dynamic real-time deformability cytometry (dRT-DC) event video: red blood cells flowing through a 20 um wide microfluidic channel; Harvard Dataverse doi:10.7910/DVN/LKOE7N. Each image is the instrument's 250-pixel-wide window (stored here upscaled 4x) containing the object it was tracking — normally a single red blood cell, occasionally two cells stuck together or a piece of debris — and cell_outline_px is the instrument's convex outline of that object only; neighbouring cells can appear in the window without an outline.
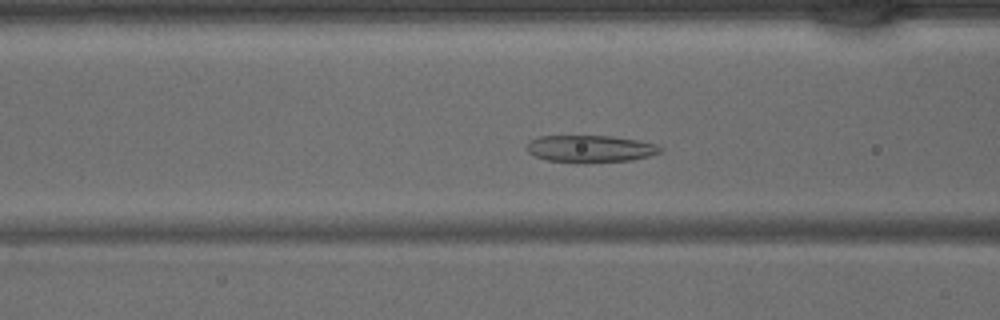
{"species": "common noctule bat (a hibernating species)", "species_latin": "Nyctalus noctula", "temperature_condition": "warm", "stored_images_in_passage": 43, "camera_frame_rate_fps": 3000, "um_per_image_px": 0.085, "animal": {"sex": "male", "body_mass_g": 15.6}, "frame": {"image": 1, "passage_image": 16, "time_ms": 5.0, "image_size_px": [1000, 320], "cell_outline_px": [[664, 148], [660, 152], [648, 156], [632, 160], [588, 164], [576, 164], [548, 160], [536, 156], [528, 152], [528, 144], [532, 140], [540, 136], [612, 136], [636, 140], [656, 144]], "centroid_in_image_um": [50.2, 12.67], "position_along_channel_um": 116.4, "area_um2": 21.33}}
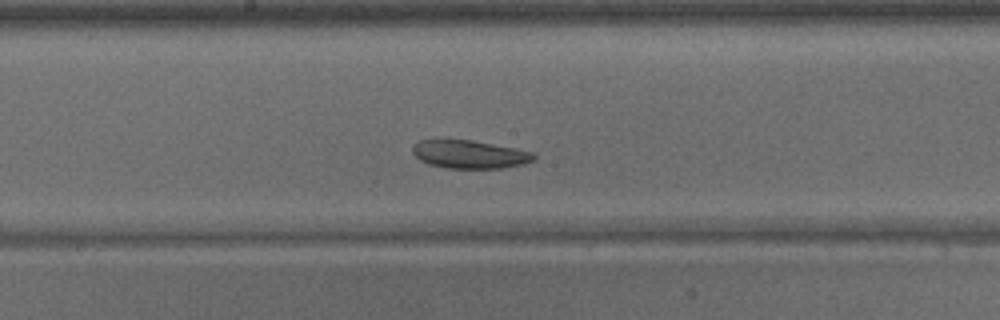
{"frame": {"image": 2, "passage_image": 22, "time_ms": 7.0, "image_size_px": [1000, 320], "cell_outline_px": [[536, 156], [532, 160], [524, 164], [500, 168], [448, 168], [428, 164], [420, 160], [412, 152], [412, 144], [420, 140], [472, 140], [516, 148], [536, 152]], "centroid_in_image_um": [39.93, 13.11], "position_along_channel_um": 208.3, "area_um2": 19.94}}
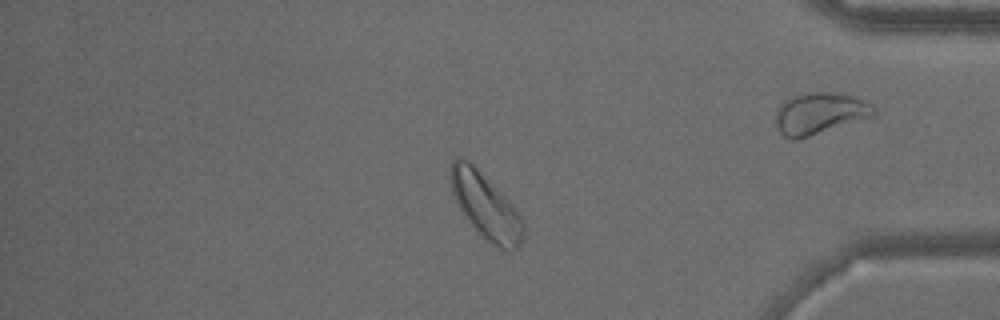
{"frame": {"image": 3, "passage_image": 36, "time_ms": 11.667, "image_size_px": [1000, 320], "cell_outline_px": [[524, 240], [512, 252], [508, 252], [492, 244], [480, 236], [476, 232], [456, 204], [452, 192], [452, 160], [456, 156], [464, 156], [512, 204], [524, 220]], "centroid_in_image_um": [41.31, 17.58], "position_along_channel_um": 393.9, "area_um2": 27.69}}